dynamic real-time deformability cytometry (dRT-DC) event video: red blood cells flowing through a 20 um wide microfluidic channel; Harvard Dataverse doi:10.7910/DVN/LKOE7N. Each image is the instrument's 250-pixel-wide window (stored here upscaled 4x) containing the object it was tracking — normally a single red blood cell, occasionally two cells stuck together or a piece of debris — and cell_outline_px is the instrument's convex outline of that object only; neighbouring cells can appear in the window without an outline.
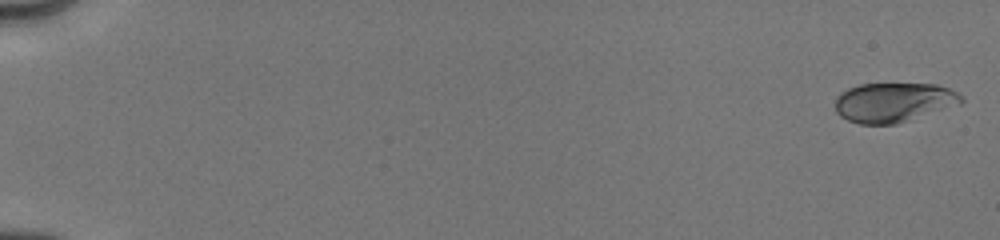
{"species": "human", "species_latin": "Homo sapiens", "temperature_condition": "cold", "stored_images_in_passage": 55, "camera_frame_rate_fps": 3000, "um_per_image_px": 0.085, "donor": {"sex": "male"}, "frame": {"image": 1, "passage_image": 1, "time_ms": 0.0, "image_size_px": [1000, 240], "cell_outline_px": [[964, 100], [960, 104], [896, 124], [860, 124], [848, 120], [840, 116], [836, 112], [836, 96], [840, 92], [848, 88], [860, 84], [936, 84], [960, 92], [964, 96]], "centroid_in_image_um": [75.97, 8.69], "position_along_channel_um": 9.0, "area_um2": 29.13}}
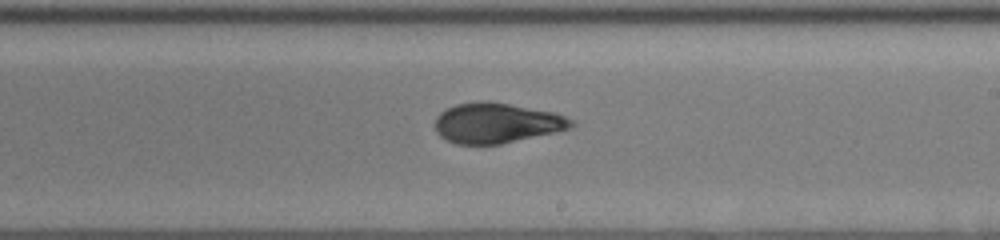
{"frame": {"image": 2, "passage_image": 23, "time_ms": 10.667, "image_size_px": [1000, 240], "cell_outline_px": [[576, 124], [572, 128], [556, 132], [500, 144], [456, 144], [444, 140], [436, 132], [436, 116], [440, 112], [456, 104], [480, 100], [488, 100], [556, 112], [576, 120]], "centroid_in_image_um": [42.25, 10.44], "position_along_channel_um": 246.7, "area_um2": 32.37}}
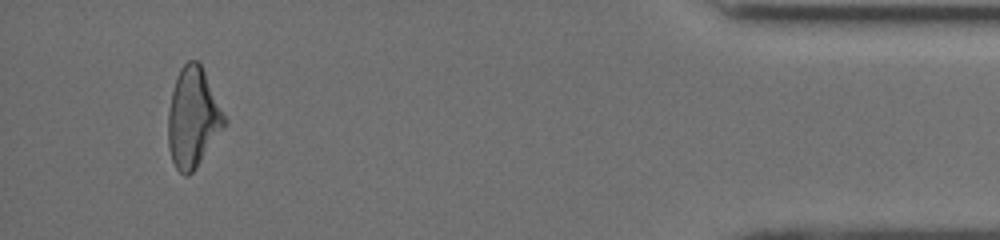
{"frame": {"image": 3, "passage_image": 50, "time_ms": 16.333, "image_size_px": [1000, 240], "cell_outline_px": [[228, 120], [196, 168], [188, 176], [184, 176], [176, 168], [172, 160], [168, 148], [168, 112], [172, 92], [176, 76], [180, 68], [188, 60], [200, 60]], "centroid_in_image_um": [16.4, 9.97], "position_along_channel_um": 418.8, "area_um2": 32.89}, "authors_computed_cell_mechanics": {"area_um2": 31.9634, "velocity_mm_per_s": 4.0347, "shape_relaxation_time_tau1_ms": 9.8359, "shape_relaxation_time_tau2_ms": 1.5233, "deformation_change_tau1": 0.2277, "deformation_change_tau2": 0.0744}}